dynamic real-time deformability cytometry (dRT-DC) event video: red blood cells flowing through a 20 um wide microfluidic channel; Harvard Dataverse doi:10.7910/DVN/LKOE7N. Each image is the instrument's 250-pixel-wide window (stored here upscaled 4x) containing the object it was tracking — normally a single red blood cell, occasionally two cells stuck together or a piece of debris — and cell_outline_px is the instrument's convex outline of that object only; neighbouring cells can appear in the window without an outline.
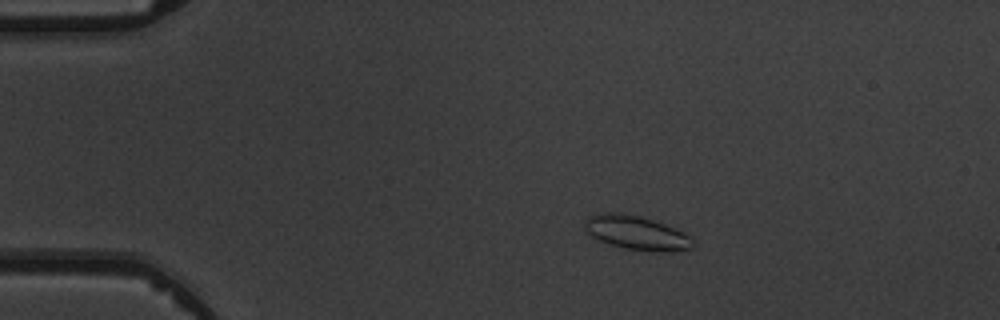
{"species": "common noctule bat (a hibernating species)", "species_latin": "Nyctalus noctula", "temperature_condition": "warm", "stored_images_in_passage": 10, "camera_frame_rate_fps": 3000, "um_per_image_px": 0.085, "animal": {"sex": "male", "body_mass_g": 19.5, "forearm_length_mm": 54.6}, "frame": {"image": 1, "passage_image": 3, "time_ms": 3.0, "image_size_px": [1000, 320], "cell_outline_px": [[696, 244], [692, 248], [660, 252], [624, 248], [596, 240], [584, 232], [584, 220], [588, 216], [600, 212], [620, 212], [640, 216], [664, 224], [684, 232], [692, 236]], "centroid_in_image_um": [54.05, 19.77], "position_along_channel_um": 30.9, "area_um2": 21.79}}
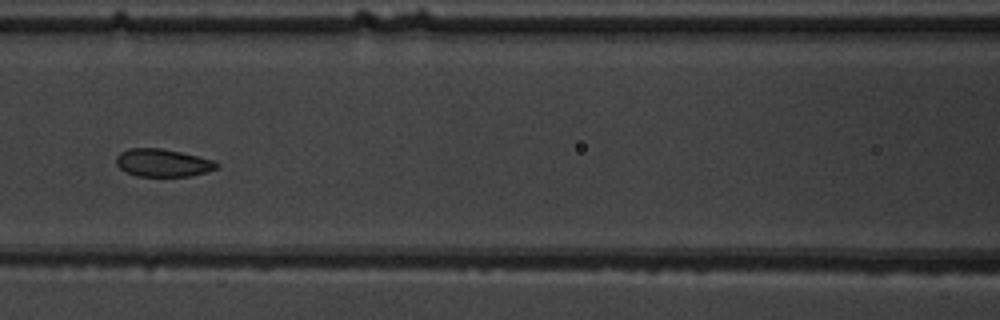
{"frame": {"image": 2, "passage_image": 7, "time_ms": 7.667, "image_size_px": [1000, 320], "cell_outline_px": [[220, 164], [216, 168], [204, 172], [188, 176], [136, 176], [120, 168], [116, 164], [116, 156], [120, 152], [128, 148], [160, 148], [180, 152], [212, 160]], "centroid_in_image_um": [13.79, 13.83], "position_along_channel_um": 152.8, "area_um2": 16.01}}
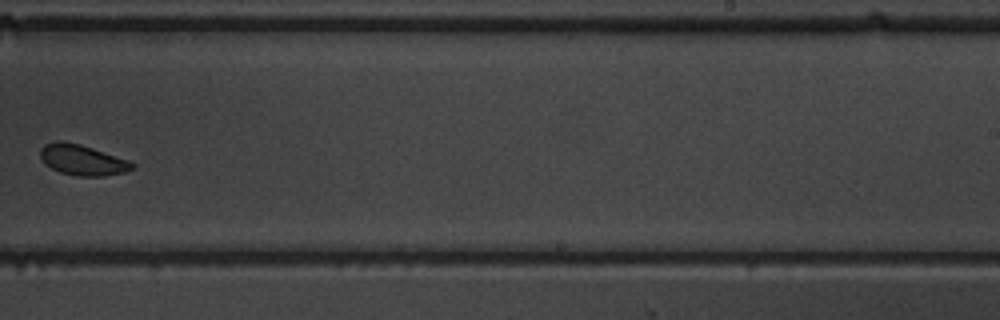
{"frame": {"image": 3, "passage_image": 10, "time_ms": 11.0, "image_size_px": [1000, 320], "cell_outline_px": [[136, 168], [124, 172], [104, 176], [76, 176], [60, 172], [44, 164], [40, 156], [40, 148], [44, 144], [56, 140], [64, 140], [80, 144], [132, 160], [136, 164]], "centroid_in_image_um": [7.04, 13.58], "position_along_channel_um": 282.0, "area_um2": 16.82}}